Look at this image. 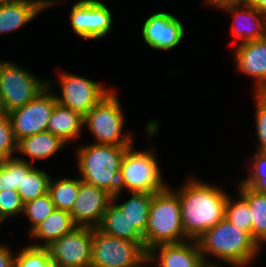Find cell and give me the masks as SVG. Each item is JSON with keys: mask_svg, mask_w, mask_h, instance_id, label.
I'll use <instances>...</instances> for the list:
<instances>
[{"mask_svg": "<svg viewBox=\"0 0 266 267\" xmlns=\"http://www.w3.org/2000/svg\"><path fill=\"white\" fill-rule=\"evenodd\" d=\"M253 168L246 179L241 183L255 191L266 193V152H258L254 155Z\"/></svg>", "mask_w": 266, "mask_h": 267, "instance_id": "32", "label": "cell"}, {"mask_svg": "<svg viewBox=\"0 0 266 267\" xmlns=\"http://www.w3.org/2000/svg\"><path fill=\"white\" fill-rule=\"evenodd\" d=\"M84 116L79 112L56 103L51 113L47 131L61 138L65 143L76 139L81 135L84 127Z\"/></svg>", "mask_w": 266, "mask_h": 267, "instance_id": "20", "label": "cell"}, {"mask_svg": "<svg viewBox=\"0 0 266 267\" xmlns=\"http://www.w3.org/2000/svg\"><path fill=\"white\" fill-rule=\"evenodd\" d=\"M196 241L207 265H218L209 262L207 255H212L232 266H248L261 248L251 233L236 227L226 218L205 231Z\"/></svg>", "mask_w": 266, "mask_h": 267, "instance_id": "3", "label": "cell"}, {"mask_svg": "<svg viewBox=\"0 0 266 267\" xmlns=\"http://www.w3.org/2000/svg\"><path fill=\"white\" fill-rule=\"evenodd\" d=\"M184 33L183 24L177 17L166 12H156L145 20L141 34L149 47L170 50L181 43Z\"/></svg>", "mask_w": 266, "mask_h": 267, "instance_id": "14", "label": "cell"}, {"mask_svg": "<svg viewBox=\"0 0 266 267\" xmlns=\"http://www.w3.org/2000/svg\"><path fill=\"white\" fill-rule=\"evenodd\" d=\"M14 267H56V265L50 258L47 248L28 244L15 255Z\"/></svg>", "mask_w": 266, "mask_h": 267, "instance_id": "29", "label": "cell"}, {"mask_svg": "<svg viewBox=\"0 0 266 267\" xmlns=\"http://www.w3.org/2000/svg\"><path fill=\"white\" fill-rule=\"evenodd\" d=\"M55 210L54 203L49 193L42 195L24 204L23 213L28 217L31 227L29 233L43 222Z\"/></svg>", "mask_w": 266, "mask_h": 267, "instance_id": "30", "label": "cell"}, {"mask_svg": "<svg viewBox=\"0 0 266 267\" xmlns=\"http://www.w3.org/2000/svg\"><path fill=\"white\" fill-rule=\"evenodd\" d=\"M112 13L99 0H80L70 12L73 31L87 40H98L106 36L112 28Z\"/></svg>", "mask_w": 266, "mask_h": 267, "instance_id": "12", "label": "cell"}, {"mask_svg": "<svg viewBox=\"0 0 266 267\" xmlns=\"http://www.w3.org/2000/svg\"><path fill=\"white\" fill-rule=\"evenodd\" d=\"M205 1H206V4L219 8L225 4L238 3L240 0H205Z\"/></svg>", "mask_w": 266, "mask_h": 267, "instance_id": "36", "label": "cell"}, {"mask_svg": "<svg viewBox=\"0 0 266 267\" xmlns=\"http://www.w3.org/2000/svg\"><path fill=\"white\" fill-rule=\"evenodd\" d=\"M67 143L49 131L22 138L17 143V152L30 157L31 164L38 159L49 158L60 151Z\"/></svg>", "mask_w": 266, "mask_h": 267, "instance_id": "21", "label": "cell"}, {"mask_svg": "<svg viewBox=\"0 0 266 267\" xmlns=\"http://www.w3.org/2000/svg\"><path fill=\"white\" fill-rule=\"evenodd\" d=\"M46 248L56 267H91L92 227L77 226Z\"/></svg>", "mask_w": 266, "mask_h": 267, "instance_id": "10", "label": "cell"}, {"mask_svg": "<svg viewBox=\"0 0 266 267\" xmlns=\"http://www.w3.org/2000/svg\"><path fill=\"white\" fill-rule=\"evenodd\" d=\"M51 177L43 170L33 167L23 174L21 188L17 191L24 203L48 193Z\"/></svg>", "mask_w": 266, "mask_h": 267, "instance_id": "27", "label": "cell"}, {"mask_svg": "<svg viewBox=\"0 0 266 267\" xmlns=\"http://www.w3.org/2000/svg\"><path fill=\"white\" fill-rule=\"evenodd\" d=\"M15 255L6 245L0 244V267H14Z\"/></svg>", "mask_w": 266, "mask_h": 267, "instance_id": "35", "label": "cell"}, {"mask_svg": "<svg viewBox=\"0 0 266 267\" xmlns=\"http://www.w3.org/2000/svg\"><path fill=\"white\" fill-rule=\"evenodd\" d=\"M24 202L17 190L0 192V223L24 211Z\"/></svg>", "mask_w": 266, "mask_h": 267, "instance_id": "33", "label": "cell"}, {"mask_svg": "<svg viewBox=\"0 0 266 267\" xmlns=\"http://www.w3.org/2000/svg\"><path fill=\"white\" fill-rule=\"evenodd\" d=\"M48 86L28 70L0 60V100L3 112L10 113L34 99Z\"/></svg>", "mask_w": 266, "mask_h": 267, "instance_id": "8", "label": "cell"}, {"mask_svg": "<svg viewBox=\"0 0 266 267\" xmlns=\"http://www.w3.org/2000/svg\"><path fill=\"white\" fill-rule=\"evenodd\" d=\"M16 0H0V4L8 3V2H13Z\"/></svg>", "mask_w": 266, "mask_h": 267, "instance_id": "39", "label": "cell"}, {"mask_svg": "<svg viewBox=\"0 0 266 267\" xmlns=\"http://www.w3.org/2000/svg\"><path fill=\"white\" fill-rule=\"evenodd\" d=\"M17 141L15 139L11 119L8 113L0 114V160L16 157Z\"/></svg>", "mask_w": 266, "mask_h": 267, "instance_id": "31", "label": "cell"}, {"mask_svg": "<svg viewBox=\"0 0 266 267\" xmlns=\"http://www.w3.org/2000/svg\"><path fill=\"white\" fill-rule=\"evenodd\" d=\"M71 214L68 211L56 209L29 234L44 243L31 244L34 247H48L52 242L76 228Z\"/></svg>", "mask_w": 266, "mask_h": 267, "instance_id": "19", "label": "cell"}, {"mask_svg": "<svg viewBox=\"0 0 266 267\" xmlns=\"http://www.w3.org/2000/svg\"><path fill=\"white\" fill-rule=\"evenodd\" d=\"M147 259L144 241L122 239L92 228L91 267H139Z\"/></svg>", "mask_w": 266, "mask_h": 267, "instance_id": "6", "label": "cell"}, {"mask_svg": "<svg viewBox=\"0 0 266 267\" xmlns=\"http://www.w3.org/2000/svg\"><path fill=\"white\" fill-rule=\"evenodd\" d=\"M97 228L110 236L131 241H144V236L134 225H131L127 216L113 201L108 204L101 224Z\"/></svg>", "mask_w": 266, "mask_h": 267, "instance_id": "22", "label": "cell"}, {"mask_svg": "<svg viewBox=\"0 0 266 267\" xmlns=\"http://www.w3.org/2000/svg\"><path fill=\"white\" fill-rule=\"evenodd\" d=\"M157 161L156 153L152 148L135 151L133 145L128 147L120 168L124 177V190L126 188L129 192L144 193L164 190L168 185L162 180Z\"/></svg>", "mask_w": 266, "mask_h": 267, "instance_id": "7", "label": "cell"}, {"mask_svg": "<svg viewBox=\"0 0 266 267\" xmlns=\"http://www.w3.org/2000/svg\"><path fill=\"white\" fill-rule=\"evenodd\" d=\"M256 130L259 140L258 152H266V92H255Z\"/></svg>", "mask_w": 266, "mask_h": 267, "instance_id": "34", "label": "cell"}, {"mask_svg": "<svg viewBox=\"0 0 266 267\" xmlns=\"http://www.w3.org/2000/svg\"><path fill=\"white\" fill-rule=\"evenodd\" d=\"M114 90L103 97L85 116L87 126L96 139V144L132 146L133 138L124 133L125 117Z\"/></svg>", "mask_w": 266, "mask_h": 267, "instance_id": "5", "label": "cell"}, {"mask_svg": "<svg viewBox=\"0 0 266 267\" xmlns=\"http://www.w3.org/2000/svg\"><path fill=\"white\" fill-rule=\"evenodd\" d=\"M147 263H149V260L148 259L143 264H141L139 267H143L142 265H145Z\"/></svg>", "mask_w": 266, "mask_h": 267, "instance_id": "41", "label": "cell"}, {"mask_svg": "<svg viewBox=\"0 0 266 267\" xmlns=\"http://www.w3.org/2000/svg\"><path fill=\"white\" fill-rule=\"evenodd\" d=\"M149 263L158 267H207L196 240L181 243L160 244L148 251Z\"/></svg>", "mask_w": 266, "mask_h": 267, "instance_id": "15", "label": "cell"}, {"mask_svg": "<svg viewBox=\"0 0 266 267\" xmlns=\"http://www.w3.org/2000/svg\"><path fill=\"white\" fill-rule=\"evenodd\" d=\"M253 6H255L263 15H266V0H257Z\"/></svg>", "mask_w": 266, "mask_h": 267, "instance_id": "37", "label": "cell"}, {"mask_svg": "<svg viewBox=\"0 0 266 267\" xmlns=\"http://www.w3.org/2000/svg\"><path fill=\"white\" fill-rule=\"evenodd\" d=\"M62 95L56 100L61 105L85 116L112 89L83 76L61 73L58 81Z\"/></svg>", "mask_w": 266, "mask_h": 267, "instance_id": "11", "label": "cell"}, {"mask_svg": "<svg viewBox=\"0 0 266 267\" xmlns=\"http://www.w3.org/2000/svg\"><path fill=\"white\" fill-rule=\"evenodd\" d=\"M233 16L232 33L240 43L263 39L266 36V15L255 6L230 3L219 7Z\"/></svg>", "mask_w": 266, "mask_h": 267, "instance_id": "16", "label": "cell"}, {"mask_svg": "<svg viewBox=\"0 0 266 267\" xmlns=\"http://www.w3.org/2000/svg\"><path fill=\"white\" fill-rule=\"evenodd\" d=\"M54 3V0H16L0 4V34L16 31Z\"/></svg>", "mask_w": 266, "mask_h": 267, "instance_id": "18", "label": "cell"}, {"mask_svg": "<svg viewBox=\"0 0 266 267\" xmlns=\"http://www.w3.org/2000/svg\"><path fill=\"white\" fill-rule=\"evenodd\" d=\"M175 192L180 200L183 229L189 240H197L225 218L228 195L223 190L190 178Z\"/></svg>", "mask_w": 266, "mask_h": 267, "instance_id": "1", "label": "cell"}, {"mask_svg": "<svg viewBox=\"0 0 266 267\" xmlns=\"http://www.w3.org/2000/svg\"><path fill=\"white\" fill-rule=\"evenodd\" d=\"M187 240L189 239L183 229L178 194L167 186L153 194L144 235V249L148 252L160 244Z\"/></svg>", "mask_w": 266, "mask_h": 267, "instance_id": "4", "label": "cell"}, {"mask_svg": "<svg viewBox=\"0 0 266 267\" xmlns=\"http://www.w3.org/2000/svg\"><path fill=\"white\" fill-rule=\"evenodd\" d=\"M3 113V107H2V104H1V100H0V114Z\"/></svg>", "mask_w": 266, "mask_h": 267, "instance_id": "40", "label": "cell"}, {"mask_svg": "<svg viewBox=\"0 0 266 267\" xmlns=\"http://www.w3.org/2000/svg\"><path fill=\"white\" fill-rule=\"evenodd\" d=\"M207 267H221L220 265H208Z\"/></svg>", "mask_w": 266, "mask_h": 267, "instance_id": "42", "label": "cell"}, {"mask_svg": "<svg viewBox=\"0 0 266 267\" xmlns=\"http://www.w3.org/2000/svg\"><path fill=\"white\" fill-rule=\"evenodd\" d=\"M235 62L238 71L255 80V92H266V39L238 43Z\"/></svg>", "mask_w": 266, "mask_h": 267, "instance_id": "17", "label": "cell"}, {"mask_svg": "<svg viewBox=\"0 0 266 267\" xmlns=\"http://www.w3.org/2000/svg\"><path fill=\"white\" fill-rule=\"evenodd\" d=\"M238 188L252 212L251 236L262 246V243H266V193L255 191L241 182Z\"/></svg>", "mask_w": 266, "mask_h": 267, "instance_id": "23", "label": "cell"}, {"mask_svg": "<svg viewBox=\"0 0 266 267\" xmlns=\"http://www.w3.org/2000/svg\"><path fill=\"white\" fill-rule=\"evenodd\" d=\"M111 201L112 196L105 189L82 181L77 199L69 213L77 226L97 228Z\"/></svg>", "mask_w": 266, "mask_h": 267, "instance_id": "13", "label": "cell"}, {"mask_svg": "<svg viewBox=\"0 0 266 267\" xmlns=\"http://www.w3.org/2000/svg\"><path fill=\"white\" fill-rule=\"evenodd\" d=\"M33 167L28 160L20 157L0 160V192L21 188L23 174H27Z\"/></svg>", "mask_w": 266, "mask_h": 267, "instance_id": "26", "label": "cell"}, {"mask_svg": "<svg viewBox=\"0 0 266 267\" xmlns=\"http://www.w3.org/2000/svg\"><path fill=\"white\" fill-rule=\"evenodd\" d=\"M128 147L96 143L79 147L76 153L81 181L105 189L116 202L124 190L120 168Z\"/></svg>", "mask_w": 266, "mask_h": 267, "instance_id": "2", "label": "cell"}, {"mask_svg": "<svg viewBox=\"0 0 266 267\" xmlns=\"http://www.w3.org/2000/svg\"><path fill=\"white\" fill-rule=\"evenodd\" d=\"M257 0H240L238 3L253 5Z\"/></svg>", "mask_w": 266, "mask_h": 267, "instance_id": "38", "label": "cell"}, {"mask_svg": "<svg viewBox=\"0 0 266 267\" xmlns=\"http://www.w3.org/2000/svg\"><path fill=\"white\" fill-rule=\"evenodd\" d=\"M53 84L48 81V86L34 99L8 113L17 142L24 137L47 131L51 113L57 103L56 94L49 91Z\"/></svg>", "mask_w": 266, "mask_h": 267, "instance_id": "9", "label": "cell"}, {"mask_svg": "<svg viewBox=\"0 0 266 267\" xmlns=\"http://www.w3.org/2000/svg\"><path fill=\"white\" fill-rule=\"evenodd\" d=\"M131 198L126 202L117 204L122 212L127 216L131 225L144 236L147 229L149 208L154 193L129 192Z\"/></svg>", "mask_w": 266, "mask_h": 267, "instance_id": "24", "label": "cell"}, {"mask_svg": "<svg viewBox=\"0 0 266 267\" xmlns=\"http://www.w3.org/2000/svg\"><path fill=\"white\" fill-rule=\"evenodd\" d=\"M237 201L230 198L226 199L225 218L236 227L251 233L252 228V212L249 208L247 200L240 194Z\"/></svg>", "mask_w": 266, "mask_h": 267, "instance_id": "28", "label": "cell"}, {"mask_svg": "<svg viewBox=\"0 0 266 267\" xmlns=\"http://www.w3.org/2000/svg\"><path fill=\"white\" fill-rule=\"evenodd\" d=\"M81 178L51 179L48 193L56 209L70 212L77 199Z\"/></svg>", "mask_w": 266, "mask_h": 267, "instance_id": "25", "label": "cell"}]
</instances>
